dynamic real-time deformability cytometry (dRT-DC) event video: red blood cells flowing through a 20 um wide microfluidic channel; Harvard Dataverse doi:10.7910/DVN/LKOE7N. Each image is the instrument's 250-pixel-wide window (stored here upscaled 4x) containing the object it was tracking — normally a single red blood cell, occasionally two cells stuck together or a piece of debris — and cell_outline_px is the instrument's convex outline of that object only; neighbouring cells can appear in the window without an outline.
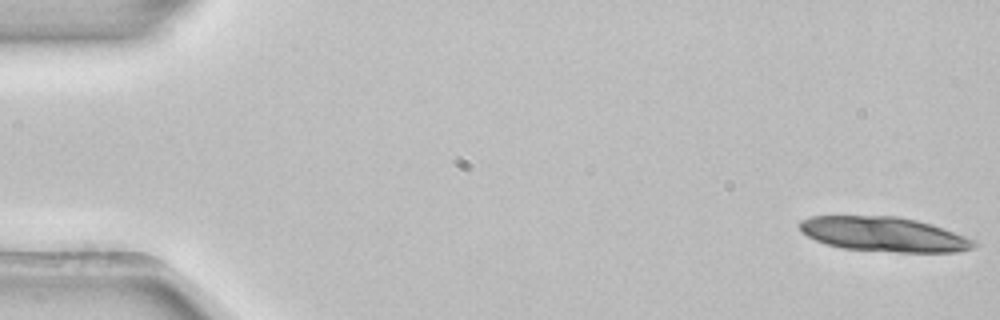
{"species": "common noctule bat (a hibernating species)", "species_latin": "Nyctalus noctula", "temperature_condition": "room temperature", "stored_images_in_passage": 5, "camera_frame_rate_fps": 3000, "um_per_image_px": 0.085, "animal": {"sex": "female", "body_mass_g": 22.7, "forearm_length_mm": 54.2}, "frame": {"image": 1, "passage_image": 1, "time_ms": 0.0, "image_size_px": [1000, 320], "cell_outline_px": [[976, 244], [972, 248], [956, 252], [896, 252], [840, 248], [816, 240], [800, 232], [800, 220], [812, 216], [896, 216], [916, 220], [932, 224], [976, 240]], "centroid_in_image_um": [75.13, 19.91], "position_along_channel_um": 9.9, "area_um2": 35.08}}
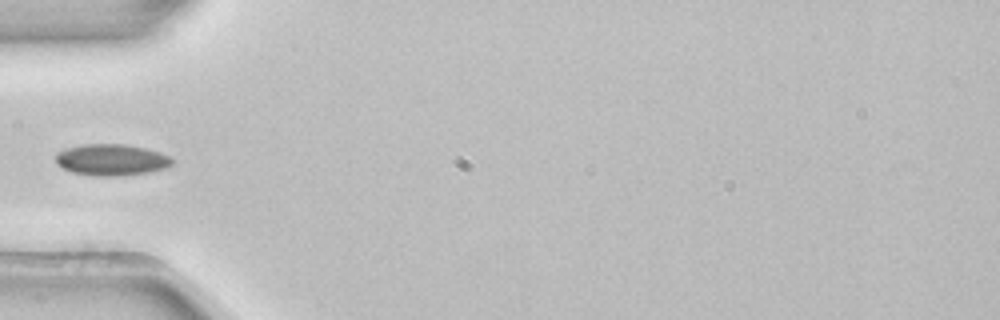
{"frame": {"image": 2, "passage_image": 5, "time_ms": 1.333, "image_size_px": [1000, 320], "cell_outline_px": [[176, 160], [168, 168], [148, 172], [116, 176], [96, 176], [72, 172], [56, 164], [56, 152], [68, 148], [84, 144], [124, 144], [144, 148], [160, 152]], "centroid_in_image_um": [9.5, 13.58], "position_along_channel_um": 75.5, "area_um2": 21.33}}